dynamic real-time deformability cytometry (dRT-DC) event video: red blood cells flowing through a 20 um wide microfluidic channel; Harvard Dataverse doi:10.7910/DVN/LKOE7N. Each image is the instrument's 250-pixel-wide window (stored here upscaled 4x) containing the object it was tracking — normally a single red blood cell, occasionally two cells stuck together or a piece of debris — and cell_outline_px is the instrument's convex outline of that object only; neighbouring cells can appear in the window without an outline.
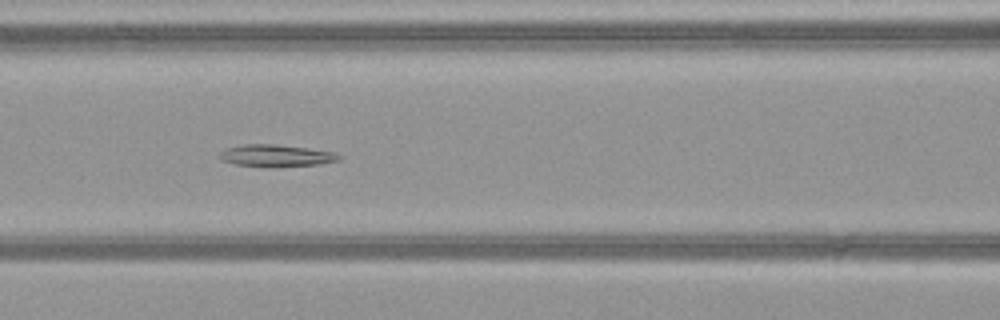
{"species": "common noctule bat (a hibernating species)", "species_latin": "Nyctalus noctula", "temperature_condition": "warm", "stored_images_in_passage": 36, "camera_frame_rate_fps": 3000, "um_per_image_px": 0.085, "animal": {"sex": "female", "body_mass_g": 21.9}, "frame": {"image": 1, "passage_image": 8, "time_ms": 2.333, "image_size_px": [1000, 320], "cell_outline_px": [[340, 160], [320, 164], [276, 168], [236, 164], [224, 160], [220, 156], [220, 152], [224, 148], [244, 144], [276, 144], [308, 148], [336, 152], [340, 156]], "centroid_in_image_um": [23.51, 13.23], "position_along_channel_um": 143.1, "area_um2": 15.49}}
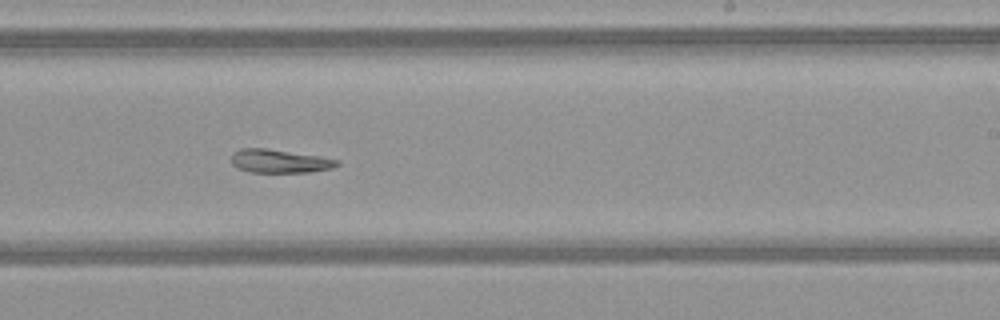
{"frame": {"image": 2, "passage_image": 17, "time_ms": 5.333, "image_size_px": [1000, 320], "cell_outline_px": [[340, 164], [332, 168], [308, 172], [248, 172], [236, 168], [232, 164], [232, 152], [240, 148], [268, 148], [320, 156], [340, 160]], "centroid_in_image_um": [23.74, 13.69], "position_along_channel_um": 265.3, "area_um2": 14.62}}
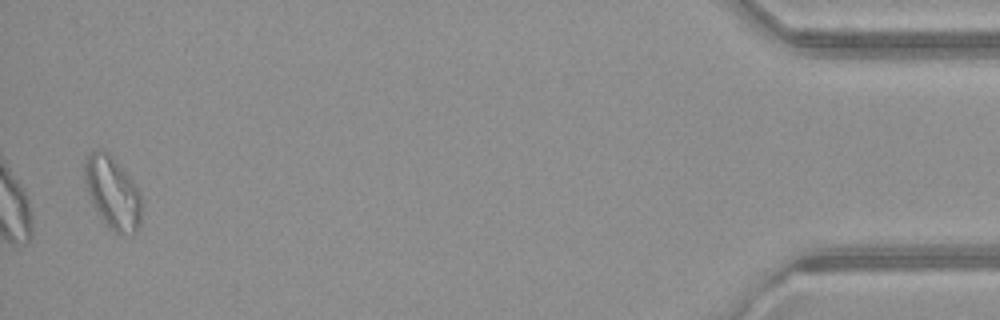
{"frame": {"image": 3, "passage_image": 35, "time_ms": 11.333, "image_size_px": [1000, 320], "cell_outline_px": [[140, 224], [132, 236], [120, 236], [108, 228], [100, 216], [88, 192], [84, 180], [84, 164], [88, 152], [92, 148], [104, 148], [116, 160], [128, 176], [136, 188], [140, 196]], "centroid_in_image_um": [9.54, 16.36], "position_along_channel_um": 425.7, "area_um2": 24.04}}